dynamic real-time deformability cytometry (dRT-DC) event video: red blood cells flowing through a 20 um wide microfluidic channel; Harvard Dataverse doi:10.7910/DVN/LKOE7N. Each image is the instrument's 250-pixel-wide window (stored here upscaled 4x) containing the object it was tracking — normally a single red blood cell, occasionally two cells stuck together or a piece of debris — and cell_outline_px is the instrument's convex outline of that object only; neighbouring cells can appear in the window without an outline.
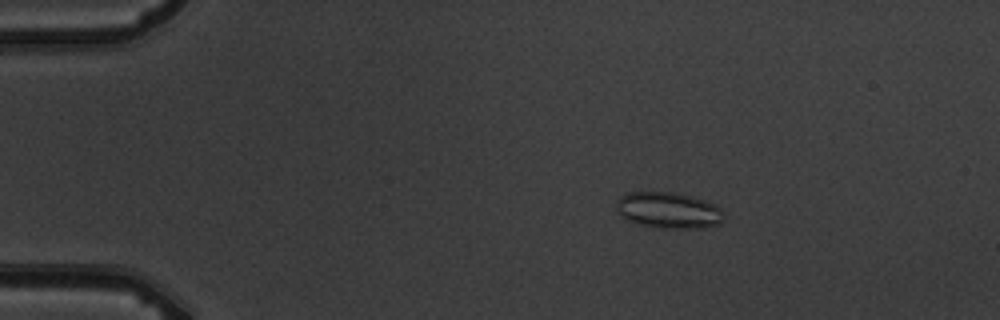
{"species": "common noctule bat (a hibernating species)", "species_latin": "Nyctalus noctula", "temperature_condition": "warm", "stored_images_in_passage": 6, "camera_frame_rate_fps": 3000, "um_per_image_px": 0.085, "animal": {"sex": "male", "body_mass_g": 19.5, "forearm_length_mm": 54.6}, "frame": {"image": 1, "passage_image": 4, "time_ms": 3.333, "image_size_px": [1000, 320], "cell_outline_px": [[724, 220], [720, 224], [704, 228], [652, 228], [628, 220], [620, 216], [616, 212], [616, 200], [620, 196], [628, 192], [676, 192], [692, 196], [704, 200], [720, 208], [724, 212]], "centroid_in_image_um": [56.81, 17.88], "position_along_channel_um": 28.2, "area_um2": 23.06}}